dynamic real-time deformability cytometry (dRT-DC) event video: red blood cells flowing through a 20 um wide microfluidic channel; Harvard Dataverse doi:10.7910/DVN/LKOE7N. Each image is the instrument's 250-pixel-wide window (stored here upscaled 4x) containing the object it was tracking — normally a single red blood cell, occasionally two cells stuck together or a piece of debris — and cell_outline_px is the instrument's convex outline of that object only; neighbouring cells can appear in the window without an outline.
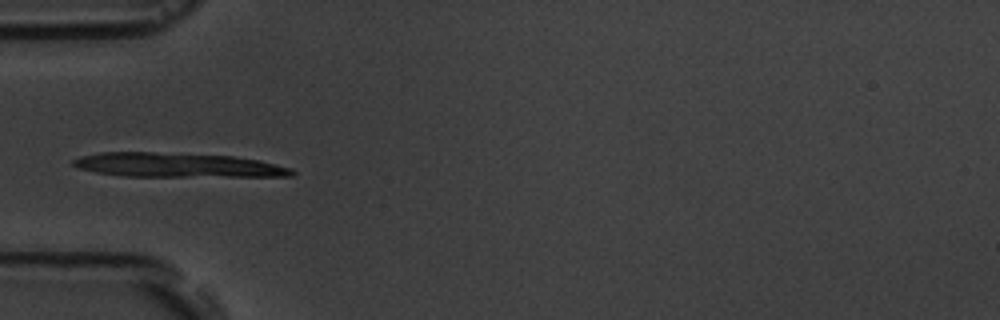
{"species": "common noctule bat (a hibernating species)", "species_latin": "Nyctalus noctula", "temperature_condition": "room temperature", "stored_images_in_passage": 5, "camera_frame_rate_fps": 3000, "um_per_image_px": 0.085, "animal": {"sex": "male", "body_mass_g": 19.5, "forearm_length_mm": 54.6}, "frame": {"image": 1, "passage_image": 5, "time_ms": 5.0, "image_size_px": [1000, 320], "cell_outline_px": [[296, 172], [292, 176], [124, 176], [96, 172], [76, 168], [72, 164], [72, 160], [80, 156], [100, 152], [152, 152], [232, 156], [260, 160], [292, 168]], "centroid_in_image_um": [15.06, 14.03], "position_along_channel_um": 69.9, "area_um2": 30.92}}